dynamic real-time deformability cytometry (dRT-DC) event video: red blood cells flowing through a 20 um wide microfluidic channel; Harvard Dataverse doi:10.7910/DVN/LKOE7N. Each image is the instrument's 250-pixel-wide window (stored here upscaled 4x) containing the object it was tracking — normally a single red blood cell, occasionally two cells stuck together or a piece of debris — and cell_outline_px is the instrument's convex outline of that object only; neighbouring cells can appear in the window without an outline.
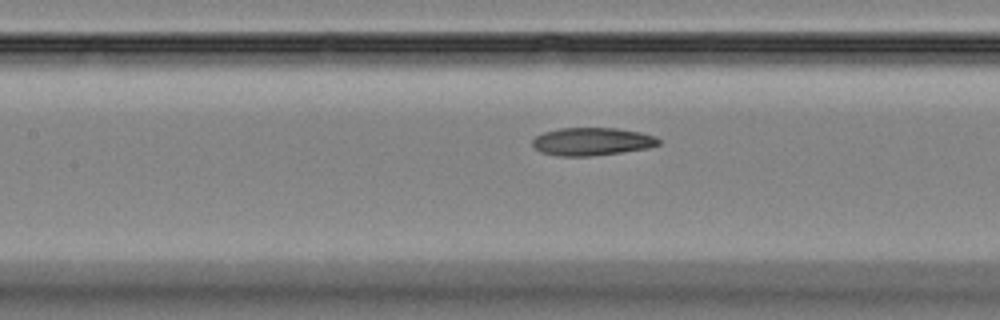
{"species": "Egyptian fruit bat (a non-hibernating species)", "species_latin": "Rousettus aegyptiacus", "temperature_condition": "room temperature", "stored_images_in_passage": 37, "camera_frame_rate_fps": 3000, "um_per_image_px": 0.085, "animal": {"sex": "female"}, "frame": {"image": 1, "passage_image": 19, "time_ms": 6.0, "image_size_px": [1000, 320], "cell_outline_px": [[660, 144], [648, 148], [592, 156], [556, 156], [540, 152], [532, 144], [532, 140], [536, 136], [544, 132], [560, 128], [616, 128], [640, 132], [656, 136], [660, 140]], "centroid_in_image_um": [50.31, 12.03], "position_along_channel_um": 157.1, "area_um2": 20.52}}
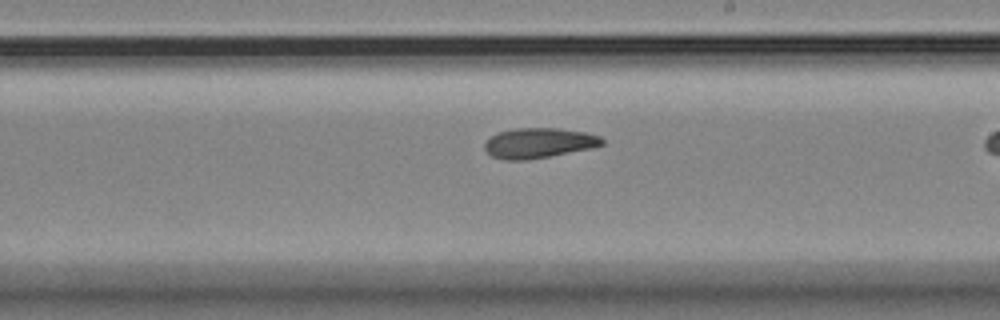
{"frame": {"image": 2, "passage_image": 26, "time_ms": 8.333, "image_size_px": [1000, 320], "cell_outline_px": [[604, 144], [592, 148], [528, 160], [504, 160], [492, 156], [484, 148], [484, 140], [496, 132], [516, 128], [560, 128], [584, 132], [600, 136], [604, 140]], "centroid_in_image_um": [45.76, 12.15], "position_along_channel_um": 243.2, "area_um2": 20.81}}
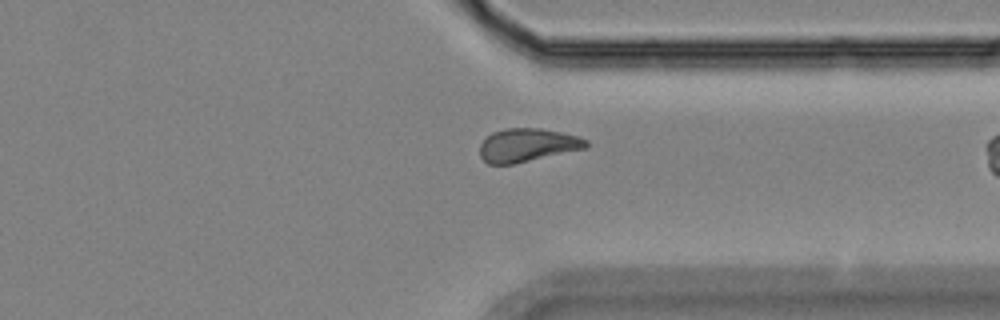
{"frame": {"image": 3, "passage_image": 36, "time_ms": 11.667, "image_size_px": [1000, 320], "cell_outline_px": [[588, 148], [512, 164], [488, 164], [480, 156], [480, 144], [492, 132], [504, 128], [540, 128], [580, 136], [588, 140]], "centroid_in_image_um": [44.85, 12.33], "position_along_channel_um": 366.6, "area_um2": 20.69}}